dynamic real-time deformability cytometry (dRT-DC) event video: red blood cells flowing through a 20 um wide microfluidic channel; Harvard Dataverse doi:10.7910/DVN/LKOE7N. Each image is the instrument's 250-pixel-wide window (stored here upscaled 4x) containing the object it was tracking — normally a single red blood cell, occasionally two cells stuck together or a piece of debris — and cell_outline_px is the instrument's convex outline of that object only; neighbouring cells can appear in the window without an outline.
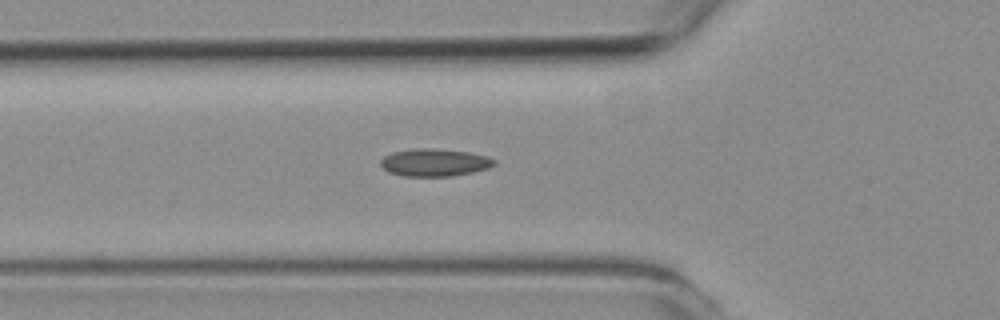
{"species": "common noctule bat (a hibernating species)", "species_latin": "Nyctalus noctula", "temperature_condition": "room temperature", "stored_images_in_passage": 39, "camera_frame_rate_fps": 3000, "um_per_image_px": 0.085, "animal": {"sex": "female", "body_mass_g": 19.3, "forearm_length_mm": 54.1}, "frame": {"image": 1, "passage_image": 2, "time_ms": 0.333, "image_size_px": [1000, 320], "cell_outline_px": [[496, 164], [488, 168], [472, 172], [452, 176], [400, 176], [388, 172], [380, 164], [380, 160], [384, 156], [392, 152], [416, 148], [432, 148], [468, 152], [484, 156], [496, 160]], "centroid_in_image_um": [36.9, 13.81], "position_along_channel_um": 88.9, "area_um2": 18.21}}
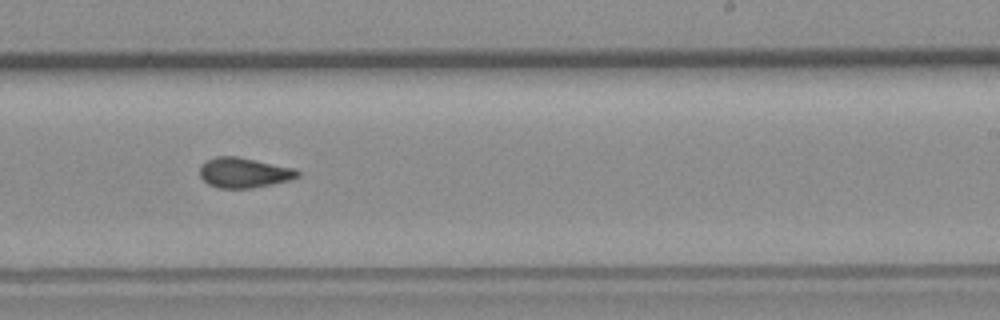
{"frame": {"image": 2, "passage_image": 17, "time_ms": 5.333, "image_size_px": [1000, 320], "cell_outline_px": [[300, 176], [292, 180], [252, 188], [220, 188], [208, 184], [200, 176], [200, 164], [216, 156], [236, 156], [296, 168], [300, 172]], "centroid_in_image_um": [20.77, 14.68], "position_along_channel_um": 268.2, "area_um2": 17.28}}
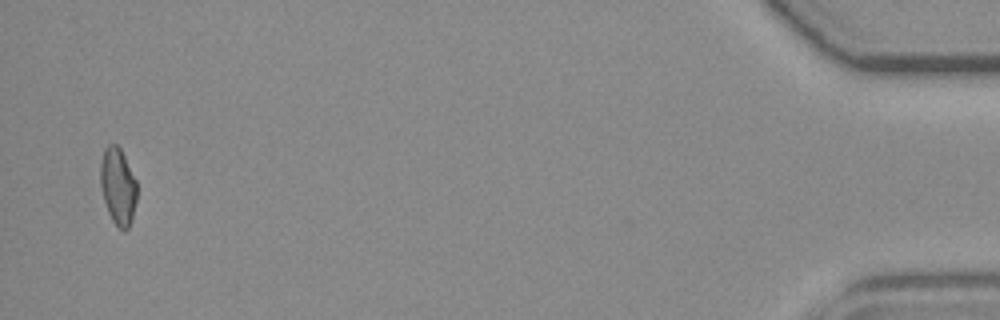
{"frame": {"image": 3, "passage_image": 38, "time_ms": 12.333, "image_size_px": [1000, 320], "cell_outline_px": [[136, 200], [132, 216], [128, 228], [124, 232], [112, 220], [108, 212], [100, 188], [100, 160], [104, 148], [108, 144], [116, 144], [120, 148], [136, 180]], "centroid_in_image_um": [10.0, 15.81], "position_along_channel_um": 425.2, "area_um2": 16.3}}